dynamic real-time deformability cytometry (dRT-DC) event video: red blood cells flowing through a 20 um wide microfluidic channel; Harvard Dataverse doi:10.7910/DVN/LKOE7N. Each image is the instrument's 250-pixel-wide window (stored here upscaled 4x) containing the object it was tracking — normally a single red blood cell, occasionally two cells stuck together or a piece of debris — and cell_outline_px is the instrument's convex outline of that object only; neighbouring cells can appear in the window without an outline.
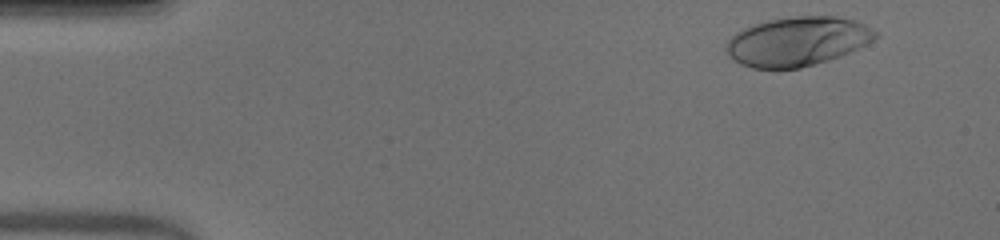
{"species": "human", "species_latin": "Homo sapiens", "temperature_condition": "warm", "stored_images_in_passage": 40, "camera_frame_rate_fps": 3000, "um_per_image_px": 0.085, "donor": {"sex": "male"}, "frame": {"image": 1, "passage_image": 2, "time_ms": 0.333, "image_size_px": [1000, 240], "cell_outline_px": [[880, 36], [848, 52], [828, 60], [800, 68], [752, 68], [740, 64], [728, 56], [724, 48], [724, 44], [736, 32], [744, 28], [768, 20], [792, 16], [836, 16], [856, 20], [872, 28]], "centroid_in_image_um": [67.74, 3.51], "position_along_channel_um": 17.3, "area_um2": 42.6}}
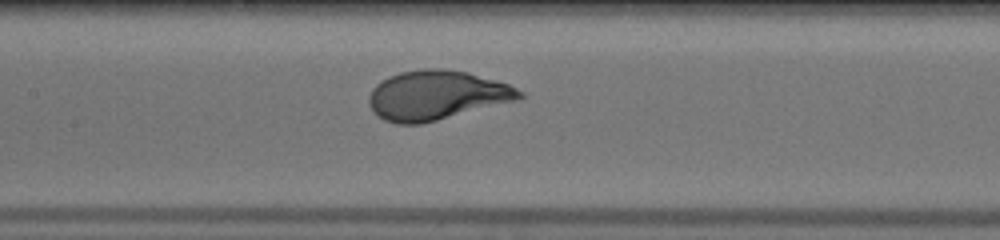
{"frame": {"image": 2, "passage_image": 22, "time_ms": 7.0, "image_size_px": [1000, 240], "cell_outline_px": [[524, 96], [516, 100], [420, 124], [396, 124], [384, 120], [368, 104], [368, 96], [372, 88], [376, 84], [388, 76], [400, 72], [424, 68], [444, 68], [468, 72], [496, 80], [508, 84], [524, 92]], "centroid_in_image_um": [37.09, 8.08], "position_along_channel_um": 170.3, "area_um2": 43.12}}
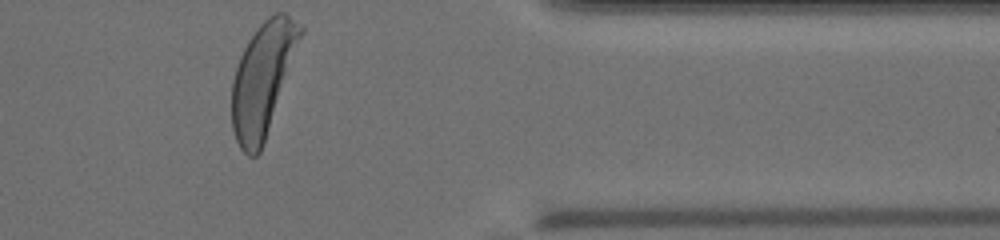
{"frame": {"image": 3, "passage_image": 40, "time_ms": 13.0, "image_size_px": [1000, 240], "cell_outline_px": [[304, 32], [260, 152], [256, 156], [248, 156], [240, 148], [236, 140], [232, 128], [232, 80], [240, 56], [248, 40], [256, 28], [268, 16], [276, 12], [284, 12], [304, 24]], "centroid_in_image_um": [22.34, 6.67], "position_along_channel_um": 389.1, "area_um2": 44.85}, "authors_computed_cell_mechanics": {"area_um2": 42.5697, "velocity_mm_per_s": 3.9507, "shape_relaxation_time_tau1_ms": 2.3215, "shape_relaxation_time_tau2_ms": null, "deformation_change_tau1": 0.1967, "deformation_change_tau2": null}}